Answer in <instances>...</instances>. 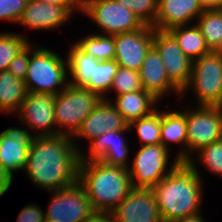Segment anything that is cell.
Returning <instances> with one entry per match:
<instances>
[{"label":"cell","mask_w":222,"mask_h":222,"mask_svg":"<svg viewBox=\"0 0 222 222\" xmlns=\"http://www.w3.org/2000/svg\"><path fill=\"white\" fill-rule=\"evenodd\" d=\"M72 136L34 137L25 170L35 185L56 191L74 185L79 178L80 149Z\"/></svg>","instance_id":"1"},{"label":"cell","mask_w":222,"mask_h":222,"mask_svg":"<svg viewBox=\"0 0 222 222\" xmlns=\"http://www.w3.org/2000/svg\"><path fill=\"white\" fill-rule=\"evenodd\" d=\"M181 150L176 156L180 162L152 188L163 222H173L200 212L203 184L200 172L190 153Z\"/></svg>","instance_id":"2"},{"label":"cell","mask_w":222,"mask_h":222,"mask_svg":"<svg viewBox=\"0 0 222 222\" xmlns=\"http://www.w3.org/2000/svg\"><path fill=\"white\" fill-rule=\"evenodd\" d=\"M78 181L95 212L112 213L133 188L129 169L103 161L79 164Z\"/></svg>","instance_id":"3"},{"label":"cell","mask_w":222,"mask_h":222,"mask_svg":"<svg viewBox=\"0 0 222 222\" xmlns=\"http://www.w3.org/2000/svg\"><path fill=\"white\" fill-rule=\"evenodd\" d=\"M66 64V65H65ZM67 63L57 53L36 48L29 61L24 79L28 92L57 95L69 84L66 79ZM61 87V91L59 88Z\"/></svg>","instance_id":"4"},{"label":"cell","mask_w":222,"mask_h":222,"mask_svg":"<svg viewBox=\"0 0 222 222\" xmlns=\"http://www.w3.org/2000/svg\"><path fill=\"white\" fill-rule=\"evenodd\" d=\"M101 100L98 94L86 88L68 84L65 89L55 95V125L61 127L57 129V134L74 137L82 122Z\"/></svg>","instance_id":"5"},{"label":"cell","mask_w":222,"mask_h":222,"mask_svg":"<svg viewBox=\"0 0 222 222\" xmlns=\"http://www.w3.org/2000/svg\"><path fill=\"white\" fill-rule=\"evenodd\" d=\"M194 89L199 106L222 107V51H210L192 62L189 87Z\"/></svg>","instance_id":"6"},{"label":"cell","mask_w":222,"mask_h":222,"mask_svg":"<svg viewBox=\"0 0 222 222\" xmlns=\"http://www.w3.org/2000/svg\"><path fill=\"white\" fill-rule=\"evenodd\" d=\"M162 144L140 146L129 175L133 187L153 188L180 162L175 158L169 171V153Z\"/></svg>","instance_id":"7"},{"label":"cell","mask_w":222,"mask_h":222,"mask_svg":"<svg viewBox=\"0 0 222 222\" xmlns=\"http://www.w3.org/2000/svg\"><path fill=\"white\" fill-rule=\"evenodd\" d=\"M83 12L108 35L129 33L144 26L130 9L116 0H85Z\"/></svg>","instance_id":"8"},{"label":"cell","mask_w":222,"mask_h":222,"mask_svg":"<svg viewBox=\"0 0 222 222\" xmlns=\"http://www.w3.org/2000/svg\"><path fill=\"white\" fill-rule=\"evenodd\" d=\"M45 220L54 222H85L95 211L82 184L53 191Z\"/></svg>","instance_id":"9"},{"label":"cell","mask_w":222,"mask_h":222,"mask_svg":"<svg viewBox=\"0 0 222 222\" xmlns=\"http://www.w3.org/2000/svg\"><path fill=\"white\" fill-rule=\"evenodd\" d=\"M186 111L187 148H201L222 139V107L197 106Z\"/></svg>","instance_id":"10"},{"label":"cell","mask_w":222,"mask_h":222,"mask_svg":"<svg viewBox=\"0 0 222 222\" xmlns=\"http://www.w3.org/2000/svg\"><path fill=\"white\" fill-rule=\"evenodd\" d=\"M153 46L162 58L169 80L182 92L189 83L193 61L168 31L154 29Z\"/></svg>","instance_id":"11"},{"label":"cell","mask_w":222,"mask_h":222,"mask_svg":"<svg viewBox=\"0 0 222 222\" xmlns=\"http://www.w3.org/2000/svg\"><path fill=\"white\" fill-rule=\"evenodd\" d=\"M154 28L144 25L142 28L114 35L115 61L121 67L139 72L146 53L153 45Z\"/></svg>","instance_id":"12"},{"label":"cell","mask_w":222,"mask_h":222,"mask_svg":"<svg viewBox=\"0 0 222 222\" xmlns=\"http://www.w3.org/2000/svg\"><path fill=\"white\" fill-rule=\"evenodd\" d=\"M111 215L115 222H163L151 188L133 187Z\"/></svg>","instance_id":"13"},{"label":"cell","mask_w":222,"mask_h":222,"mask_svg":"<svg viewBox=\"0 0 222 222\" xmlns=\"http://www.w3.org/2000/svg\"><path fill=\"white\" fill-rule=\"evenodd\" d=\"M54 111V95L28 92L18 109V117L20 121L22 120L26 125L34 128L35 131L39 130L38 133H34V137L50 136L57 134V131L53 129V126H56Z\"/></svg>","instance_id":"14"},{"label":"cell","mask_w":222,"mask_h":222,"mask_svg":"<svg viewBox=\"0 0 222 222\" xmlns=\"http://www.w3.org/2000/svg\"><path fill=\"white\" fill-rule=\"evenodd\" d=\"M129 126L124 130H110L90 142L89 157L80 153V163L103 161L108 165L120 166L129 169L127 157L128 144L122 133L130 131ZM86 159V160H85Z\"/></svg>","instance_id":"15"},{"label":"cell","mask_w":222,"mask_h":222,"mask_svg":"<svg viewBox=\"0 0 222 222\" xmlns=\"http://www.w3.org/2000/svg\"><path fill=\"white\" fill-rule=\"evenodd\" d=\"M33 135L12 127L0 132V164L12 178L13 171L25 170Z\"/></svg>","instance_id":"16"},{"label":"cell","mask_w":222,"mask_h":222,"mask_svg":"<svg viewBox=\"0 0 222 222\" xmlns=\"http://www.w3.org/2000/svg\"><path fill=\"white\" fill-rule=\"evenodd\" d=\"M128 126L122 115L105 96L82 122L74 136L87 138L91 142L110 130H124Z\"/></svg>","instance_id":"17"},{"label":"cell","mask_w":222,"mask_h":222,"mask_svg":"<svg viewBox=\"0 0 222 222\" xmlns=\"http://www.w3.org/2000/svg\"><path fill=\"white\" fill-rule=\"evenodd\" d=\"M203 11L198 0H158V12L152 27L161 31H168L176 26L187 27Z\"/></svg>","instance_id":"18"},{"label":"cell","mask_w":222,"mask_h":222,"mask_svg":"<svg viewBox=\"0 0 222 222\" xmlns=\"http://www.w3.org/2000/svg\"><path fill=\"white\" fill-rule=\"evenodd\" d=\"M142 87L158 101L168 90H173L179 95L182 93L168 78L162 58L157 49L152 45L146 53L142 67L139 71Z\"/></svg>","instance_id":"19"},{"label":"cell","mask_w":222,"mask_h":222,"mask_svg":"<svg viewBox=\"0 0 222 222\" xmlns=\"http://www.w3.org/2000/svg\"><path fill=\"white\" fill-rule=\"evenodd\" d=\"M71 15L64 6L29 0L19 24L30 29H52L63 25Z\"/></svg>","instance_id":"20"},{"label":"cell","mask_w":222,"mask_h":222,"mask_svg":"<svg viewBox=\"0 0 222 222\" xmlns=\"http://www.w3.org/2000/svg\"><path fill=\"white\" fill-rule=\"evenodd\" d=\"M112 103L128 125L155 110L158 100L144 89L116 96ZM157 102V103H156Z\"/></svg>","instance_id":"21"},{"label":"cell","mask_w":222,"mask_h":222,"mask_svg":"<svg viewBox=\"0 0 222 222\" xmlns=\"http://www.w3.org/2000/svg\"><path fill=\"white\" fill-rule=\"evenodd\" d=\"M27 93L23 80L8 70L0 72V112H18Z\"/></svg>","instance_id":"22"},{"label":"cell","mask_w":222,"mask_h":222,"mask_svg":"<svg viewBox=\"0 0 222 222\" xmlns=\"http://www.w3.org/2000/svg\"><path fill=\"white\" fill-rule=\"evenodd\" d=\"M71 47L66 62L73 80L68 79V82L73 86L85 88L93 77L94 64H98L99 60L92 54L83 53L75 44Z\"/></svg>","instance_id":"23"},{"label":"cell","mask_w":222,"mask_h":222,"mask_svg":"<svg viewBox=\"0 0 222 222\" xmlns=\"http://www.w3.org/2000/svg\"><path fill=\"white\" fill-rule=\"evenodd\" d=\"M168 32L175 38L179 47L191 61H195L210 52L196 24L188 28L185 25L176 26L170 28Z\"/></svg>","instance_id":"24"},{"label":"cell","mask_w":222,"mask_h":222,"mask_svg":"<svg viewBox=\"0 0 222 222\" xmlns=\"http://www.w3.org/2000/svg\"><path fill=\"white\" fill-rule=\"evenodd\" d=\"M160 135L161 144L166 149H168V142L183 143L187 147L186 112L161 111Z\"/></svg>","instance_id":"25"},{"label":"cell","mask_w":222,"mask_h":222,"mask_svg":"<svg viewBox=\"0 0 222 222\" xmlns=\"http://www.w3.org/2000/svg\"><path fill=\"white\" fill-rule=\"evenodd\" d=\"M195 24L210 51H222V8L204 10Z\"/></svg>","instance_id":"26"},{"label":"cell","mask_w":222,"mask_h":222,"mask_svg":"<svg viewBox=\"0 0 222 222\" xmlns=\"http://www.w3.org/2000/svg\"><path fill=\"white\" fill-rule=\"evenodd\" d=\"M83 53L92 54L99 61L115 59V37L92 34L75 44Z\"/></svg>","instance_id":"27"},{"label":"cell","mask_w":222,"mask_h":222,"mask_svg":"<svg viewBox=\"0 0 222 222\" xmlns=\"http://www.w3.org/2000/svg\"><path fill=\"white\" fill-rule=\"evenodd\" d=\"M136 127L137 135L142 144L156 145L161 144V110H154L149 115L141 117L129 124V128Z\"/></svg>","instance_id":"28"},{"label":"cell","mask_w":222,"mask_h":222,"mask_svg":"<svg viewBox=\"0 0 222 222\" xmlns=\"http://www.w3.org/2000/svg\"><path fill=\"white\" fill-rule=\"evenodd\" d=\"M118 68L119 65L115 60L99 61L98 64H94L93 77L85 88L104 99V93L110 91Z\"/></svg>","instance_id":"29"},{"label":"cell","mask_w":222,"mask_h":222,"mask_svg":"<svg viewBox=\"0 0 222 222\" xmlns=\"http://www.w3.org/2000/svg\"><path fill=\"white\" fill-rule=\"evenodd\" d=\"M25 36L13 33H0V72L6 71L10 62L29 43Z\"/></svg>","instance_id":"30"},{"label":"cell","mask_w":222,"mask_h":222,"mask_svg":"<svg viewBox=\"0 0 222 222\" xmlns=\"http://www.w3.org/2000/svg\"><path fill=\"white\" fill-rule=\"evenodd\" d=\"M142 83L139 72L119 66L116 75L114 76L111 90H115L116 95L126 94L142 90Z\"/></svg>","instance_id":"31"},{"label":"cell","mask_w":222,"mask_h":222,"mask_svg":"<svg viewBox=\"0 0 222 222\" xmlns=\"http://www.w3.org/2000/svg\"><path fill=\"white\" fill-rule=\"evenodd\" d=\"M130 9L144 25L153 26L158 12V0H116Z\"/></svg>","instance_id":"32"},{"label":"cell","mask_w":222,"mask_h":222,"mask_svg":"<svg viewBox=\"0 0 222 222\" xmlns=\"http://www.w3.org/2000/svg\"><path fill=\"white\" fill-rule=\"evenodd\" d=\"M200 162L209 171L222 176V139L201 148L199 151Z\"/></svg>","instance_id":"33"},{"label":"cell","mask_w":222,"mask_h":222,"mask_svg":"<svg viewBox=\"0 0 222 222\" xmlns=\"http://www.w3.org/2000/svg\"><path fill=\"white\" fill-rule=\"evenodd\" d=\"M29 0H0V20L19 23Z\"/></svg>","instance_id":"34"},{"label":"cell","mask_w":222,"mask_h":222,"mask_svg":"<svg viewBox=\"0 0 222 222\" xmlns=\"http://www.w3.org/2000/svg\"><path fill=\"white\" fill-rule=\"evenodd\" d=\"M31 44H27L10 62L8 71L11 72L17 79H21L24 81L27 70L29 66L30 56L31 53Z\"/></svg>","instance_id":"35"},{"label":"cell","mask_w":222,"mask_h":222,"mask_svg":"<svg viewBox=\"0 0 222 222\" xmlns=\"http://www.w3.org/2000/svg\"><path fill=\"white\" fill-rule=\"evenodd\" d=\"M17 220V222H45V214L39 206L29 204L20 211Z\"/></svg>","instance_id":"36"},{"label":"cell","mask_w":222,"mask_h":222,"mask_svg":"<svg viewBox=\"0 0 222 222\" xmlns=\"http://www.w3.org/2000/svg\"><path fill=\"white\" fill-rule=\"evenodd\" d=\"M35 1L64 6L72 14L74 13L73 10L77 11L80 9L82 10V12L84 11L85 0H35Z\"/></svg>","instance_id":"37"},{"label":"cell","mask_w":222,"mask_h":222,"mask_svg":"<svg viewBox=\"0 0 222 222\" xmlns=\"http://www.w3.org/2000/svg\"><path fill=\"white\" fill-rule=\"evenodd\" d=\"M12 177L4 170L0 164V196H2L7 190H9L12 183Z\"/></svg>","instance_id":"38"},{"label":"cell","mask_w":222,"mask_h":222,"mask_svg":"<svg viewBox=\"0 0 222 222\" xmlns=\"http://www.w3.org/2000/svg\"><path fill=\"white\" fill-rule=\"evenodd\" d=\"M85 222H115L111 213L94 212Z\"/></svg>","instance_id":"39"},{"label":"cell","mask_w":222,"mask_h":222,"mask_svg":"<svg viewBox=\"0 0 222 222\" xmlns=\"http://www.w3.org/2000/svg\"><path fill=\"white\" fill-rule=\"evenodd\" d=\"M203 10L222 8V0H198Z\"/></svg>","instance_id":"40"},{"label":"cell","mask_w":222,"mask_h":222,"mask_svg":"<svg viewBox=\"0 0 222 222\" xmlns=\"http://www.w3.org/2000/svg\"><path fill=\"white\" fill-rule=\"evenodd\" d=\"M173 222H205V220H203L200 213H198V214L193 215V216H188V217H184V218H181V219H177Z\"/></svg>","instance_id":"41"}]
</instances>
